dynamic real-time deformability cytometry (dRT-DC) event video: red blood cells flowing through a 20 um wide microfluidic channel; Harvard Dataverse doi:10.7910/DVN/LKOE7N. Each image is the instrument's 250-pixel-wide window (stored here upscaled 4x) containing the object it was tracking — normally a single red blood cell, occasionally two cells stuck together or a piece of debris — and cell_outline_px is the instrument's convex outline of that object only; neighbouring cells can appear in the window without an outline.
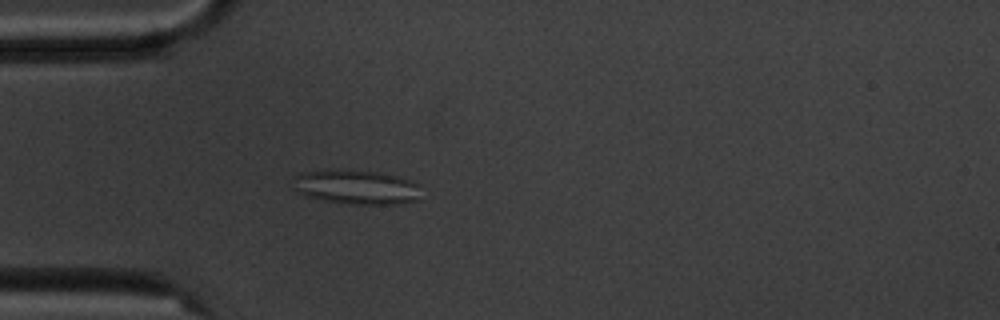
{"species": "common noctule bat (a hibernating species)", "species_latin": "Nyctalus noctula", "temperature_condition": "cold", "stored_images_in_passage": 4, "camera_frame_rate_fps": 3000, "um_per_image_px": 0.085, "animal": {"sex": "male", "body_mass_g": 20.1, "forearm_length_mm": 53.5}, "frame": {"image": 1, "passage_image": 4, "time_ms": 3.333, "image_size_px": [1000, 320], "cell_outline_px": [[420, 200], [396, 204], [348, 204], [324, 200], [308, 196], [300, 192], [296, 188], [292, 176], [300, 172], [376, 172], [396, 176], [420, 184]], "centroid_in_image_um": [30.37, 15.95], "position_along_channel_um": 54.6, "area_um2": 24.8}}